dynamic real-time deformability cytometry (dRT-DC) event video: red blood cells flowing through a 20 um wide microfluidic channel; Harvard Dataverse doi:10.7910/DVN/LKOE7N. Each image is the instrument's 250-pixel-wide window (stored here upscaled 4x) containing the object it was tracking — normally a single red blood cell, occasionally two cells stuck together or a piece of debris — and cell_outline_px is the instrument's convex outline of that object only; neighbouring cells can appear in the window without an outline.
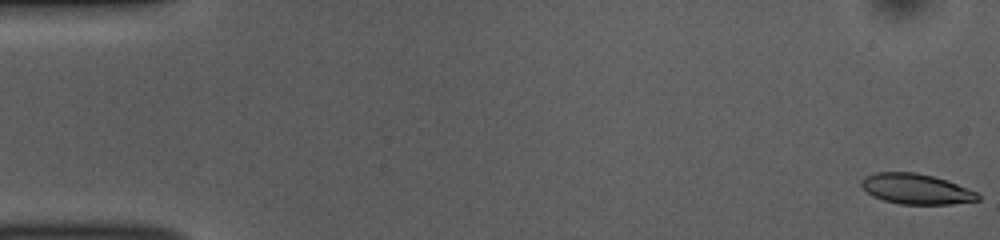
{"species": "common noctule bat (a hibernating species)", "species_latin": "Nyctalus noctula", "temperature_condition": "room temperature", "stored_images_in_passage": 52, "camera_frame_rate_fps": 3000, "um_per_image_px": 0.085, "animal": {"sex": "female", "body_mass_g": 10.0, "forearm_length_mm": 53.1}, "frame": {"image": 1, "passage_image": 1, "time_ms": 0.0, "image_size_px": [1000, 240], "cell_outline_px": [[980, 200], [948, 204], [900, 204], [884, 200], [872, 196], [860, 184], [860, 180], [864, 176], [876, 172], [916, 172], [932, 176], [956, 184], [976, 192], [980, 196]], "centroid_in_image_um": [77.82, 16.06], "position_along_channel_um": 7.2, "area_um2": 20.4}}
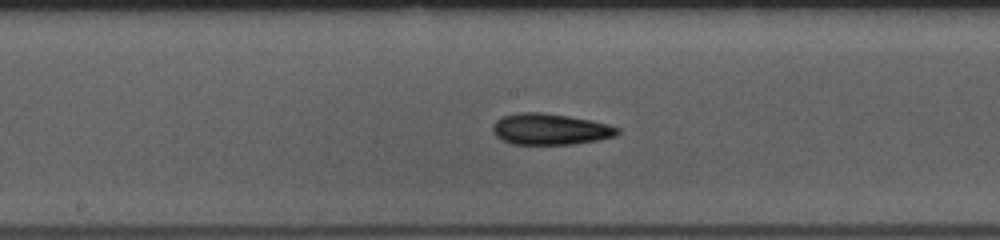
{"frame": {"image": 2, "passage_image": 27, "time_ms": 8.667, "image_size_px": [1000, 240], "cell_outline_px": [[620, 132], [616, 136], [576, 144], [512, 144], [500, 140], [492, 132], [492, 124], [496, 120], [504, 116], [520, 112], [540, 112], [568, 116], [592, 120], [608, 124], [620, 128]], "centroid_in_image_um": [46.75, 10.98], "position_along_channel_um": 201.4, "area_um2": 22.83}}
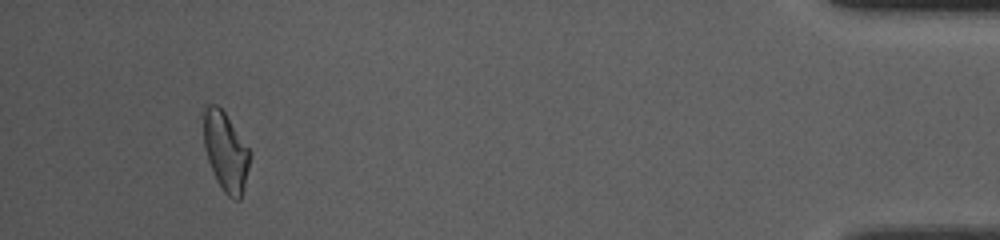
{"frame": {"image": 3, "passage_image": 49, "time_ms": 16.0, "image_size_px": [1000, 240], "cell_outline_px": [[252, 152], [240, 200], [232, 200], [224, 192], [216, 180], [208, 160], [204, 144], [200, 112], [208, 104], [216, 104], [224, 112]], "centroid_in_image_um": [19.14, 12.83], "position_along_channel_um": 416.1, "area_um2": 21.62}, "authors_computed_cell_mechanics": {"area_um2": 21.675, "velocity_mm_per_s": 3.8477, "shape_relaxation_time_tau1_ms": 2.7001, "shape_relaxation_time_tau2_ms": 4.2878, "deformation_change_tau1": 0.1453, "deformation_change_tau2": 0.134}}